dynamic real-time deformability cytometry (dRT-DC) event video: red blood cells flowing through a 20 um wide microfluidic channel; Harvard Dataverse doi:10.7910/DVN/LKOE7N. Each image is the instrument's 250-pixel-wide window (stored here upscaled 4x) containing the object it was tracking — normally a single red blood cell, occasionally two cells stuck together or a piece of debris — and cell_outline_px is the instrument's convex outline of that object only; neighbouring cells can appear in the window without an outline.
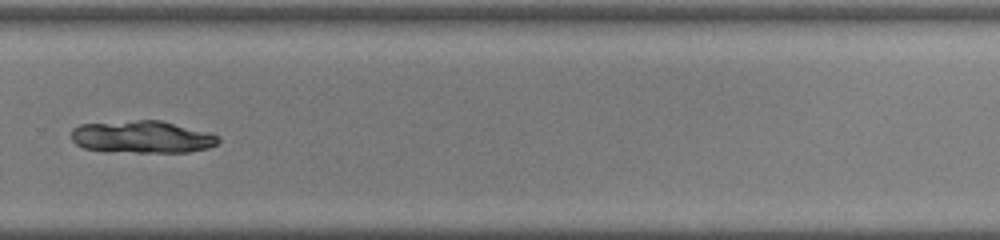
{"species": "common noctule bat (a hibernating species)", "species_latin": "Nyctalus noctula", "temperature_condition": "warm", "stored_images_in_passage": 41, "camera_frame_rate_fps": 3000, "um_per_image_px": 0.085, "animal": {"sex": "male", "body_mass_g": 19.0, "forearm_length_mm": 50.8}, "frame": {"image": 1, "passage_image": 30, "time_ms": 9.667, "image_size_px": [1000, 240], "cell_outline_px": [[220, 140], [216, 144], [208, 148], [188, 152], [104, 152], [84, 148], [76, 144], [72, 140], [72, 128], [80, 124], [136, 120], [160, 120], [212, 132], [220, 136]], "centroid_in_image_um": [12.1, 11.64], "position_along_channel_um": 317.7, "area_um2": 28.15}}